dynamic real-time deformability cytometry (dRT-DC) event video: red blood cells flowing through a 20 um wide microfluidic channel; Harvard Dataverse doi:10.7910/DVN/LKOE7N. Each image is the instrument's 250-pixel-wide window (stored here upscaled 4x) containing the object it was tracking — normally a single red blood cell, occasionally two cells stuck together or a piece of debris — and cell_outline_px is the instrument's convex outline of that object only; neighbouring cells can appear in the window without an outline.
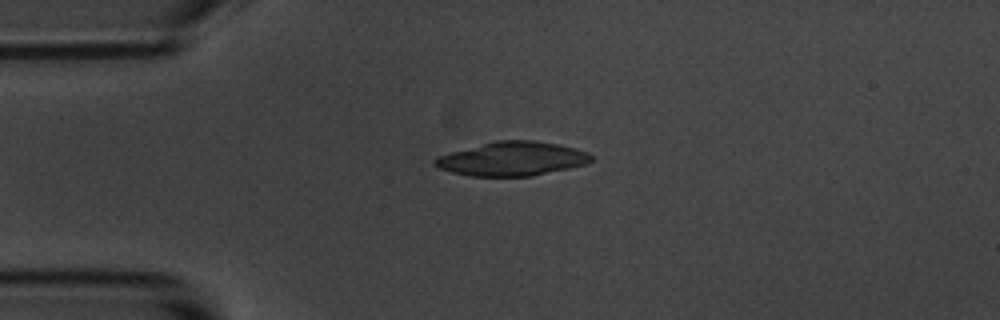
{"species": "common noctule bat (a hibernating species)", "species_latin": "Nyctalus noctula", "temperature_condition": "room temperature", "stored_images_in_passage": 3, "camera_frame_rate_fps": 3000, "um_per_image_px": 0.085, "animal": {"sex": "male", "body_mass_g": 20.1, "forearm_length_mm": 53.5}, "frame": {"image": 1, "passage_image": 1, "time_ms": 0.0, "image_size_px": [1000, 320], "cell_outline_px": [[592, 160], [584, 164], [568, 168], [532, 176], [468, 176], [452, 172], [440, 168], [432, 164], [432, 160], [440, 156], [452, 152], [496, 140], [532, 140], [556, 144], [576, 148], [588, 152], [592, 156]], "centroid_in_image_um": [43.53, 13.5], "position_along_channel_um": 41.5, "area_um2": 30.63}}